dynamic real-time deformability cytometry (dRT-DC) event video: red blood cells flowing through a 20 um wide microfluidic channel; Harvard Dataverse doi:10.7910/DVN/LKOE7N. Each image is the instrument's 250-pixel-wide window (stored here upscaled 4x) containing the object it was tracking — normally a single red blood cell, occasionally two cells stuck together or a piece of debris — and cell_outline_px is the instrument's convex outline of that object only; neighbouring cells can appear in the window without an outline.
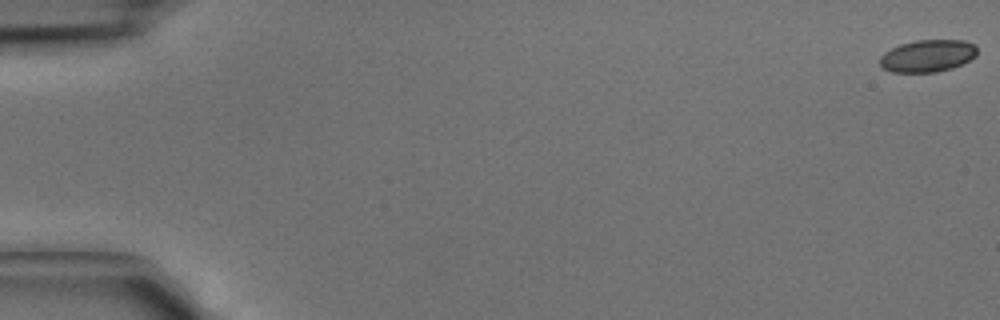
{"species": "common noctule bat (a hibernating species)", "species_latin": "Nyctalus noctula", "temperature_condition": "cold", "stored_images_in_passage": 9, "camera_frame_rate_fps": 3000, "um_per_image_px": 0.085, "animal": {"sex": "male", "body_mass_g": 15.6}, "frame": {"image": 1, "passage_image": 1, "time_ms": 0.0, "image_size_px": [1000, 320], "cell_outline_px": [[976, 56], [952, 68], [936, 72], [892, 72], [880, 68], [880, 56], [884, 52], [900, 44], [916, 40], [964, 40], [976, 44]], "centroid_in_image_um": [78.82, 4.74], "position_along_channel_um": 6.2, "area_um2": 18.32}}